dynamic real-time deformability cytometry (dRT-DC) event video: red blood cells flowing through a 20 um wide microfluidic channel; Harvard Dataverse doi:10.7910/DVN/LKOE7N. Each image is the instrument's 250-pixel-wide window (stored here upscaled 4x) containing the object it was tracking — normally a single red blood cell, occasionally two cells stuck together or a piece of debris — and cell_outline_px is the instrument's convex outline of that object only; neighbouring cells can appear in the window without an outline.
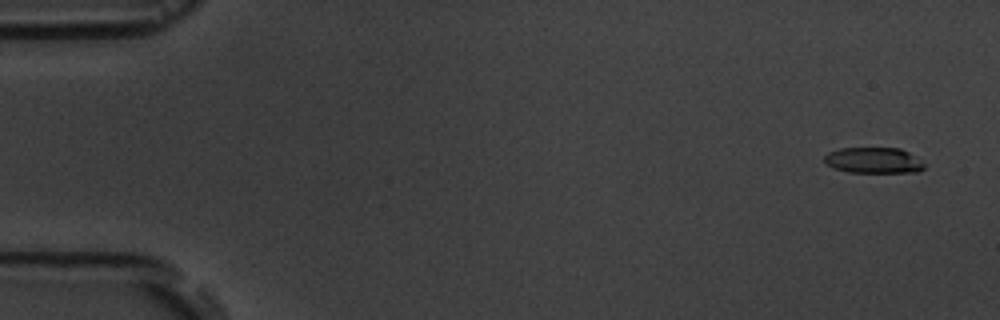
{"species": "common noctule bat (a hibernating species)", "species_latin": "Nyctalus noctula", "temperature_condition": "room temperature", "stored_images_in_passage": 4, "camera_frame_rate_fps": 3000, "um_per_image_px": 0.085, "animal": {"sex": "male", "body_mass_g": 19.5, "forearm_length_mm": 54.6}, "frame": {"image": 1, "passage_image": 1, "time_ms": 0.0, "image_size_px": [1000, 320], "cell_outline_px": [[924, 168], [920, 172], [848, 172], [832, 168], [824, 160], [824, 156], [828, 152], [840, 148], [900, 148], [908, 152], [924, 164]], "centroid_in_image_um": [74.23, 13.63], "position_along_channel_um": 10.8, "area_um2": 14.97}}
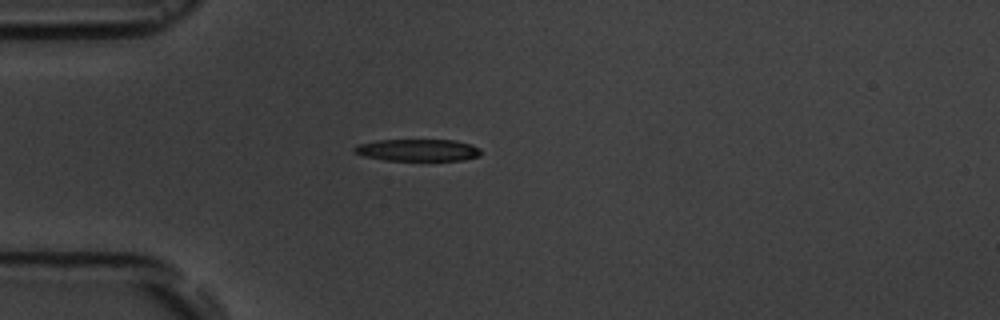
{"frame": {"image": 2, "passage_image": 4, "time_ms": 4.333, "image_size_px": [1000, 320], "cell_outline_px": [[480, 156], [460, 160], [384, 160], [364, 156], [352, 152], [352, 148], [356, 144], [376, 140], [456, 140], [472, 144], [480, 148]], "centroid_in_image_um": [35.47, 12.75], "position_along_channel_um": 49.5, "area_um2": 16.36}}